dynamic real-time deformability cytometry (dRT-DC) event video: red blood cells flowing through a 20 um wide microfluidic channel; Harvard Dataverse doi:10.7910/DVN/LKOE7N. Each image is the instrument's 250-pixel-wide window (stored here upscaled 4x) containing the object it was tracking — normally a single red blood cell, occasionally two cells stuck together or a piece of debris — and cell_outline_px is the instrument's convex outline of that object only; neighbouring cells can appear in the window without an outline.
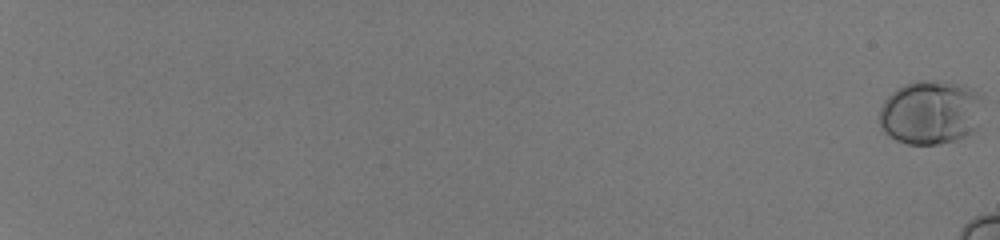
{"species": "human", "species_latin": "Homo sapiens", "temperature_condition": "room temperature", "stored_images_in_passage": 21, "camera_frame_rate_fps": 3000, "um_per_image_px": 0.085, "donor": {"sex": "male"}, "frame": {"image": 1, "passage_image": 1, "time_ms": 0.0, "image_size_px": [1000, 240], "cell_outline_px": [[980, 124], [972, 132], [956, 140], [940, 144], [908, 144], [896, 140], [884, 132], [880, 128], [880, 108], [884, 100], [896, 88], [904, 84], [916, 80], [944, 80], [964, 84], [972, 88], [980, 96]], "centroid_in_image_um": [79.09, 9.53], "position_along_channel_um": 5.9, "area_um2": 39.13}}
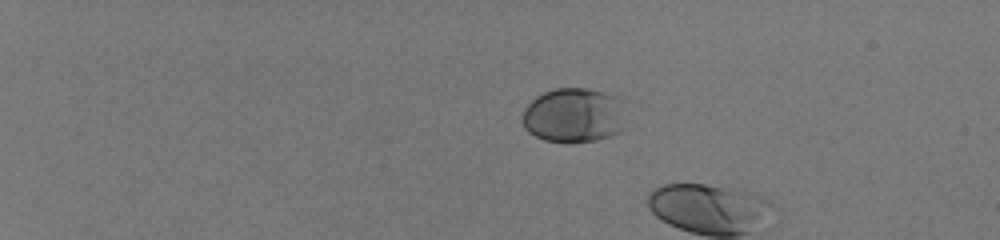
{"frame": {"image": 2, "passage_image": 17, "time_ms": 5.333, "image_size_px": [1000, 240], "cell_outline_px": [[620, 132], [596, 140], [572, 144], [568, 144], [544, 140], [528, 132], [524, 128], [520, 120], [524, 108], [536, 96], [544, 92], [556, 88], [584, 88], [604, 92], [616, 96], [620, 128]], "centroid_in_image_um": [48.61, 9.83], "position_along_channel_um": 36.4, "area_um2": 32.48}}